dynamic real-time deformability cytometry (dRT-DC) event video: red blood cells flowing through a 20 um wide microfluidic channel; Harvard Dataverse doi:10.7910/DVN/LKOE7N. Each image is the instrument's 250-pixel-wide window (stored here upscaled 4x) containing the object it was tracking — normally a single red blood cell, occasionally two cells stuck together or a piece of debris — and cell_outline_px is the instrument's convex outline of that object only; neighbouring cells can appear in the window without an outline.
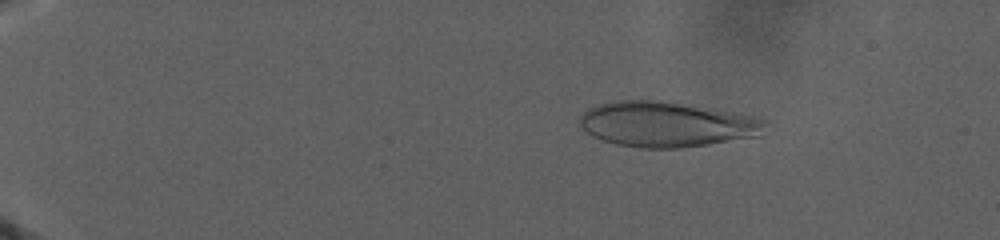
{"species": "human", "species_latin": "Homo sapiens", "temperature_condition": "warm", "stored_images_in_passage": 117, "camera_frame_rate_fps": 3000, "um_per_image_px": 0.085, "donor": {"sex": "male"}, "frame": {"image": 1, "passage_image": 28, "time_ms": 6.0, "image_size_px": [1000, 240], "cell_outline_px": [[768, 124], [764, 136], [680, 148], [640, 148], [616, 144], [592, 136], [580, 128], [580, 116], [588, 108], [600, 104], [616, 100], [660, 100], [716, 108], [756, 116], [768, 120]], "centroid_in_image_um": [56.76, 10.56], "position_along_channel_um": 28.2, "area_um2": 49.82}}
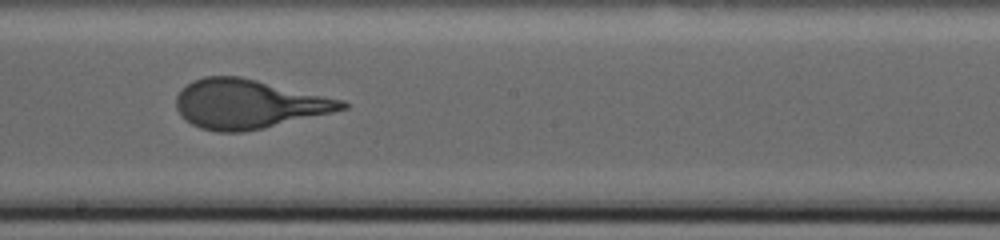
{"frame": {"image": 2, "passage_image": 71, "time_ms": 21.333, "image_size_px": [1000, 240], "cell_outline_px": [[348, 108], [332, 112], [264, 128], [244, 132], [216, 132], [200, 128], [184, 120], [176, 108], [176, 96], [180, 88], [192, 80], [204, 76], [240, 76], [344, 100], [348, 104]], "centroid_in_image_um": [21.06, 8.84], "position_along_channel_um": 227.1, "area_um2": 47.57}}
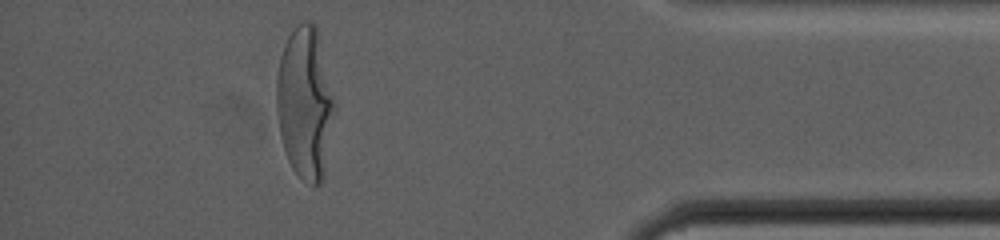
{"frame": {"image": 3, "passage_image": 109, "time_ms": 31.333, "image_size_px": [1000, 240], "cell_outline_px": [[332, 112], [324, 176], [320, 184], [316, 188], [312, 188], [292, 168], [284, 152], [280, 136], [276, 112], [276, 76], [280, 56], [284, 44], [288, 36], [296, 24], [300, 20], [312, 20], [316, 24], [332, 100]], "centroid_in_image_um": [25.85, 8.75], "position_along_channel_um": 409.4, "area_um2": 50.63}}